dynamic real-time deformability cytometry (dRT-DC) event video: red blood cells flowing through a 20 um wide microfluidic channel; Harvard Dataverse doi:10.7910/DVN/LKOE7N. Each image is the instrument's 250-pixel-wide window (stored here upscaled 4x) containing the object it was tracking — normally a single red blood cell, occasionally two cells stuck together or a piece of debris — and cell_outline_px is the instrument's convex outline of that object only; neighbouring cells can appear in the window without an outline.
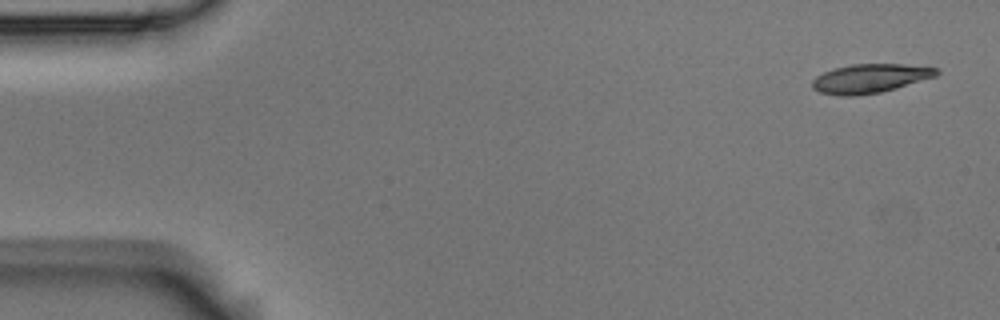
{"species": "Egyptian fruit bat (a non-hibernating species)", "species_latin": "Rousettus aegyptiacus", "temperature_condition": "room temperature", "stored_images_in_passage": 4, "camera_frame_rate_fps": 3000, "um_per_image_px": 0.085, "animal": {"sex": "male"}, "frame": {"image": 1, "passage_image": 1, "time_ms": 0.0, "image_size_px": [1000, 320], "cell_outline_px": [[940, 72], [936, 76], [896, 88], [880, 92], [856, 96], [840, 96], [820, 92], [812, 88], [812, 80], [816, 76], [824, 72], [836, 68], [852, 64], [904, 64], [940, 68]], "centroid_in_image_um": [73.96, 6.67], "position_along_channel_um": 11.0, "area_um2": 20.98}}
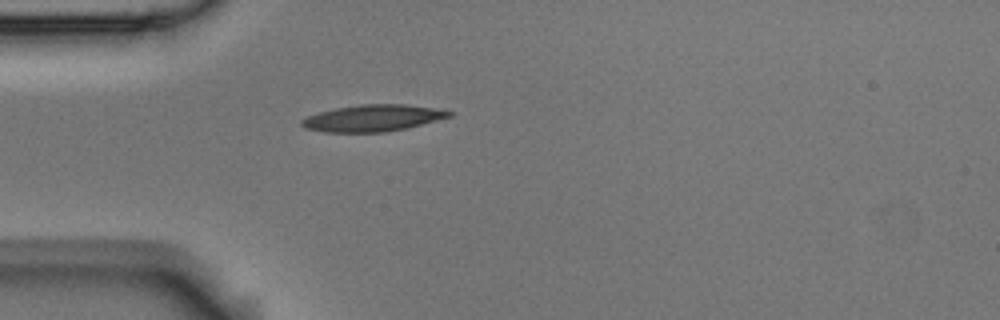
{"frame": {"image": 2, "passage_image": 4, "time_ms": 1.0, "image_size_px": [1000, 320], "cell_outline_px": [[452, 116], [408, 128], [384, 132], [324, 132], [304, 128], [300, 124], [300, 120], [308, 116], [320, 112], [336, 108], [360, 104], [404, 104], [432, 108], [452, 112]], "centroid_in_image_um": [31.65, 10.04], "position_along_channel_um": 53.3, "area_um2": 22.77}}